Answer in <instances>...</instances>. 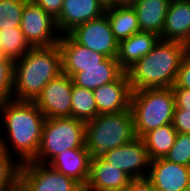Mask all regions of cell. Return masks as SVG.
<instances>
[{
    "instance_id": "836d02e7",
    "label": "cell",
    "mask_w": 190,
    "mask_h": 191,
    "mask_svg": "<svg viewBox=\"0 0 190 191\" xmlns=\"http://www.w3.org/2000/svg\"><path fill=\"white\" fill-rule=\"evenodd\" d=\"M125 191H157L146 179H134L130 182Z\"/></svg>"
},
{
    "instance_id": "52a82bcc",
    "label": "cell",
    "mask_w": 190,
    "mask_h": 191,
    "mask_svg": "<svg viewBox=\"0 0 190 191\" xmlns=\"http://www.w3.org/2000/svg\"><path fill=\"white\" fill-rule=\"evenodd\" d=\"M20 28L31 47L53 46L58 44L61 37L54 36V33H59L55 18L33 0L26 1Z\"/></svg>"
},
{
    "instance_id": "f546056e",
    "label": "cell",
    "mask_w": 190,
    "mask_h": 191,
    "mask_svg": "<svg viewBox=\"0 0 190 191\" xmlns=\"http://www.w3.org/2000/svg\"><path fill=\"white\" fill-rule=\"evenodd\" d=\"M172 88H183L190 90V47L183 56L175 84Z\"/></svg>"
},
{
    "instance_id": "ffe728a7",
    "label": "cell",
    "mask_w": 190,
    "mask_h": 191,
    "mask_svg": "<svg viewBox=\"0 0 190 191\" xmlns=\"http://www.w3.org/2000/svg\"><path fill=\"white\" fill-rule=\"evenodd\" d=\"M170 0H138L133 6L141 31L161 36Z\"/></svg>"
},
{
    "instance_id": "7402d4cb",
    "label": "cell",
    "mask_w": 190,
    "mask_h": 191,
    "mask_svg": "<svg viewBox=\"0 0 190 191\" xmlns=\"http://www.w3.org/2000/svg\"><path fill=\"white\" fill-rule=\"evenodd\" d=\"M111 30L118 42L140 32L137 14L133 7L110 6L105 9Z\"/></svg>"
},
{
    "instance_id": "4fadbf2b",
    "label": "cell",
    "mask_w": 190,
    "mask_h": 191,
    "mask_svg": "<svg viewBox=\"0 0 190 191\" xmlns=\"http://www.w3.org/2000/svg\"><path fill=\"white\" fill-rule=\"evenodd\" d=\"M146 179L157 191H184L190 184V167L165 158L152 160Z\"/></svg>"
},
{
    "instance_id": "d590c367",
    "label": "cell",
    "mask_w": 190,
    "mask_h": 191,
    "mask_svg": "<svg viewBox=\"0 0 190 191\" xmlns=\"http://www.w3.org/2000/svg\"><path fill=\"white\" fill-rule=\"evenodd\" d=\"M138 0H115V6L117 7H133Z\"/></svg>"
},
{
    "instance_id": "8d00e7d4",
    "label": "cell",
    "mask_w": 190,
    "mask_h": 191,
    "mask_svg": "<svg viewBox=\"0 0 190 191\" xmlns=\"http://www.w3.org/2000/svg\"><path fill=\"white\" fill-rule=\"evenodd\" d=\"M104 7L115 6V0H99Z\"/></svg>"
},
{
    "instance_id": "f1b7e54d",
    "label": "cell",
    "mask_w": 190,
    "mask_h": 191,
    "mask_svg": "<svg viewBox=\"0 0 190 191\" xmlns=\"http://www.w3.org/2000/svg\"><path fill=\"white\" fill-rule=\"evenodd\" d=\"M14 61L0 55V103L12 100Z\"/></svg>"
},
{
    "instance_id": "7a4b0ae2",
    "label": "cell",
    "mask_w": 190,
    "mask_h": 191,
    "mask_svg": "<svg viewBox=\"0 0 190 191\" xmlns=\"http://www.w3.org/2000/svg\"><path fill=\"white\" fill-rule=\"evenodd\" d=\"M62 73L58 44L32 47L14 61L12 100L34 102L44 86Z\"/></svg>"
},
{
    "instance_id": "e575fe53",
    "label": "cell",
    "mask_w": 190,
    "mask_h": 191,
    "mask_svg": "<svg viewBox=\"0 0 190 191\" xmlns=\"http://www.w3.org/2000/svg\"><path fill=\"white\" fill-rule=\"evenodd\" d=\"M0 191H28V190L23 180L20 177H18L10 185H8L7 187L3 188Z\"/></svg>"
},
{
    "instance_id": "8fae6325",
    "label": "cell",
    "mask_w": 190,
    "mask_h": 191,
    "mask_svg": "<svg viewBox=\"0 0 190 191\" xmlns=\"http://www.w3.org/2000/svg\"><path fill=\"white\" fill-rule=\"evenodd\" d=\"M101 157L110 165L124 171L133 180L146 178L149 170L147 168L151 163L143 140L137 137L129 143L105 152Z\"/></svg>"
},
{
    "instance_id": "f35d334b",
    "label": "cell",
    "mask_w": 190,
    "mask_h": 191,
    "mask_svg": "<svg viewBox=\"0 0 190 191\" xmlns=\"http://www.w3.org/2000/svg\"><path fill=\"white\" fill-rule=\"evenodd\" d=\"M184 191H190V184L188 185V187Z\"/></svg>"
},
{
    "instance_id": "30bf717a",
    "label": "cell",
    "mask_w": 190,
    "mask_h": 191,
    "mask_svg": "<svg viewBox=\"0 0 190 191\" xmlns=\"http://www.w3.org/2000/svg\"><path fill=\"white\" fill-rule=\"evenodd\" d=\"M73 80L63 72L49 81L34 103L45 118L72 117Z\"/></svg>"
},
{
    "instance_id": "4dcf8cb0",
    "label": "cell",
    "mask_w": 190,
    "mask_h": 191,
    "mask_svg": "<svg viewBox=\"0 0 190 191\" xmlns=\"http://www.w3.org/2000/svg\"><path fill=\"white\" fill-rule=\"evenodd\" d=\"M172 125L177 133L190 134V110L175 108Z\"/></svg>"
},
{
    "instance_id": "cb8c5ba5",
    "label": "cell",
    "mask_w": 190,
    "mask_h": 191,
    "mask_svg": "<svg viewBox=\"0 0 190 191\" xmlns=\"http://www.w3.org/2000/svg\"><path fill=\"white\" fill-rule=\"evenodd\" d=\"M71 100L73 118L87 122L99 115L92 90L73 83Z\"/></svg>"
},
{
    "instance_id": "d6a6232c",
    "label": "cell",
    "mask_w": 190,
    "mask_h": 191,
    "mask_svg": "<svg viewBox=\"0 0 190 191\" xmlns=\"http://www.w3.org/2000/svg\"><path fill=\"white\" fill-rule=\"evenodd\" d=\"M175 95V108L190 110V90L172 88Z\"/></svg>"
},
{
    "instance_id": "d4e9b609",
    "label": "cell",
    "mask_w": 190,
    "mask_h": 191,
    "mask_svg": "<svg viewBox=\"0 0 190 191\" xmlns=\"http://www.w3.org/2000/svg\"><path fill=\"white\" fill-rule=\"evenodd\" d=\"M0 55L13 61L22 58L32 47L26 41L20 27L0 30Z\"/></svg>"
},
{
    "instance_id": "ac0fdd59",
    "label": "cell",
    "mask_w": 190,
    "mask_h": 191,
    "mask_svg": "<svg viewBox=\"0 0 190 191\" xmlns=\"http://www.w3.org/2000/svg\"><path fill=\"white\" fill-rule=\"evenodd\" d=\"M91 159L87 148L68 149L55 156L48 165L85 187L90 176Z\"/></svg>"
},
{
    "instance_id": "1f68e13d",
    "label": "cell",
    "mask_w": 190,
    "mask_h": 191,
    "mask_svg": "<svg viewBox=\"0 0 190 191\" xmlns=\"http://www.w3.org/2000/svg\"><path fill=\"white\" fill-rule=\"evenodd\" d=\"M36 4H38L45 12L52 15L56 18L63 5L64 0H33Z\"/></svg>"
},
{
    "instance_id": "ba28073f",
    "label": "cell",
    "mask_w": 190,
    "mask_h": 191,
    "mask_svg": "<svg viewBox=\"0 0 190 191\" xmlns=\"http://www.w3.org/2000/svg\"><path fill=\"white\" fill-rule=\"evenodd\" d=\"M19 177L23 180L28 191H79L83 186L48 164L35 161L22 163Z\"/></svg>"
},
{
    "instance_id": "5bb4252c",
    "label": "cell",
    "mask_w": 190,
    "mask_h": 191,
    "mask_svg": "<svg viewBox=\"0 0 190 191\" xmlns=\"http://www.w3.org/2000/svg\"><path fill=\"white\" fill-rule=\"evenodd\" d=\"M93 94L99 114L130 109L132 88L127 72H123L115 81L97 87Z\"/></svg>"
},
{
    "instance_id": "2e32d148",
    "label": "cell",
    "mask_w": 190,
    "mask_h": 191,
    "mask_svg": "<svg viewBox=\"0 0 190 191\" xmlns=\"http://www.w3.org/2000/svg\"><path fill=\"white\" fill-rule=\"evenodd\" d=\"M132 180L124 171L97 156L91 159L90 176L85 187L91 191H125Z\"/></svg>"
},
{
    "instance_id": "83f0119b",
    "label": "cell",
    "mask_w": 190,
    "mask_h": 191,
    "mask_svg": "<svg viewBox=\"0 0 190 191\" xmlns=\"http://www.w3.org/2000/svg\"><path fill=\"white\" fill-rule=\"evenodd\" d=\"M12 155L0 146V190L19 177L20 161L12 160Z\"/></svg>"
},
{
    "instance_id": "44dd1931",
    "label": "cell",
    "mask_w": 190,
    "mask_h": 191,
    "mask_svg": "<svg viewBox=\"0 0 190 191\" xmlns=\"http://www.w3.org/2000/svg\"><path fill=\"white\" fill-rule=\"evenodd\" d=\"M123 72L116 58H107L103 67L83 68V72L76 73L72 80L74 85L94 91L99 86L115 81Z\"/></svg>"
},
{
    "instance_id": "5b68a950",
    "label": "cell",
    "mask_w": 190,
    "mask_h": 191,
    "mask_svg": "<svg viewBox=\"0 0 190 191\" xmlns=\"http://www.w3.org/2000/svg\"><path fill=\"white\" fill-rule=\"evenodd\" d=\"M175 106L172 87L132 91L130 108L136 137L141 138L150 130L172 124Z\"/></svg>"
},
{
    "instance_id": "6da1fadb",
    "label": "cell",
    "mask_w": 190,
    "mask_h": 191,
    "mask_svg": "<svg viewBox=\"0 0 190 191\" xmlns=\"http://www.w3.org/2000/svg\"><path fill=\"white\" fill-rule=\"evenodd\" d=\"M0 110L6 132L8 131L6 135L9 134L5 139L0 137V146L9 154H11V147L21 154V164L32 161L37 156L40 146L42 128L46 119L44 114L34 102L29 101H4L0 103ZM6 138H9L12 146L9 147Z\"/></svg>"
},
{
    "instance_id": "603a6c76",
    "label": "cell",
    "mask_w": 190,
    "mask_h": 191,
    "mask_svg": "<svg viewBox=\"0 0 190 191\" xmlns=\"http://www.w3.org/2000/svg\"><path fill=\"white\" fill-rule=\"evenodd\" d=\"M177 131L172 124H166L145 133L141 139L144 142L149 157L152 160L165 158L173 147Z\"/></svg>"
},
{
    "instance_id": "8992f818",
    "label": "cell",
    "mask_w": 190,
    "mask_h": 191,
    "mask_svg": "<svg viewBox=\"0 0 190 191\" xmlns=\"http://www.w3.org/2000/svg\"><path fill=\"white\" fill-rule=\"evenodd\" d=\"M85 147V122L73 117L46 118L37 156L32 160L48 164L59 153Z\"/></svg>"
},
{
    "instance_id": "4316f807",
    "label": "cell",
    "mask_w": 190,
    "mask_h": 191,
    "mask_svg": "<svg viewBox=\"0 0 190 191\" xmlns=\"http://www.w3.org/2000/svg\"><path fill=\"white\" fill-rule=\"evenodd\" d=\"M165 159L190 167V134L177 133L175 143Z\"/></svg>"
},
{
    "instance_id": "74e56055",
    "label": "cell",
    "mask_w": 190,
    "mask_h": 191,
    "mask_svg": "<svg viewBox=\"0 0 190 191\" xmlns=\"http://www.w3.org/2000/svg\"><path fill=\"white\" fill-rule=\"evenodd\" d=\"M79 191H91V190L87 189L86 187H82Z\"/></svg>"
},
{
    "instance_id": "7c38bea8",
    "label": "cell",
    "mask_w": 190,
    "mask_h": 191,
    "mask_svg": "<svg viewBox=\"0 0 190 191\" xmlns=\"http://www.w3.org/2000/svg\"><path fill=\"white\" fill-rule=\"evenodd\" d=\"M61 51L62 72L71 78L83 68L103 67L107 56L78 44L69 34H63L58 41Z\"/></svg>"
},
{
    "instance_id": "277c9868",
    "label": "cell",
    "mask_w": 190,
    "mask_h": 191,
    "mask_svg": "<svg viewBox=\"0 0 190 191\" xmlns=\"http://www.w3.org/2000/svg\"><path fill=\"white\" fill-rule=\"evenodd\" d=\"M136 138L131 108L110 114H99L85 122V147L92 158L131 142Z\"/></svg>"
},
{
    "instance_id": "3957f363",
    "label": "cell",
    "mask_w": 190,
    "mask_h": 191,
    "mask_svg": "<svg viewBox=\"0 0 190 191\" xmlns=\"http://www.w3.org/2000/svg\"><path fill=\"white\" fill-rule=\"evenodd\" d=\"M188 45L178 41L159 42L128 71L132 91L173 87Z\"/></svg>"
},
{
    "instance_id": "9a60e30c",
    "label": "cell",
    "mask_w": 190,
    "mask_h": 191,
    "mask_svg": "<svg viewBox=\"0 0 190 191\" xmlns=\"http://www.w3.org/2000/svg\"><path fill=\"white\" fill-rule=\"evenodd\" d=\"M105 9L99 0H64L55 18L60 35L68 34L76 26L101 17Z\"/></svg>"
},
{
    "instance_id": "e0dca14e",
    "label": "cell",
    "mask_w": 190,
    "mask_h": 191,
    "mask_svg": "<svg viewBox=\"0 0 190 191\" xmlns=\"http://www.w3.org/2000/svg\"><path fill=\"white\" fill-rule=\"evenodd\" d=\"M160 40L190 47V0H170Z\"/></svg>"
},
{
    "instance_id": "484cf974",
    "label": "cell",
    "mask_w": 190,
    "mask_h": 191,
    "mask_svg": "<svg viewBox=\"0 0 190 191\" xmlns=\"http://www.w3.org/2000/svg\"><path fill=\"white\" fill-rule=\"evenodd\" d=\"M27 0H0V30L20 27Z\"/></svg>"
},
{
    "instance_id": "d6986e66",
    "label": "cell",
    "mask_w": 190,
    "mask_h": 191,
    "mask_svg": "<svg viewBox=\"0 0 190 191\" xmlns=\"http://www.w3.org/2000/svg\"><path fill=\"white\" fill-rule=\"evenodd\" d=\"M160 36L152 32L140 31L119 42L117 61L127 72L142 57L147 55L159 42Z\"/></svg>"
},
{
    "instance_id": "9c48e42d",
    "label": "cell",
    "mask_w": 190,
    "mask_h": 191,
    "mask_svg": "<svg viewBox=\"0 0 190 191\" xmlns=\"http://www.w3.org/2000/svg\"><path fill=\"white\" fill-rule=\"evenodd\" d=\"M78 44L99 52L108 58H116L119 42L115 39L106 14L76 26L68 33Z\"/></svg>"
}]
</instances>
